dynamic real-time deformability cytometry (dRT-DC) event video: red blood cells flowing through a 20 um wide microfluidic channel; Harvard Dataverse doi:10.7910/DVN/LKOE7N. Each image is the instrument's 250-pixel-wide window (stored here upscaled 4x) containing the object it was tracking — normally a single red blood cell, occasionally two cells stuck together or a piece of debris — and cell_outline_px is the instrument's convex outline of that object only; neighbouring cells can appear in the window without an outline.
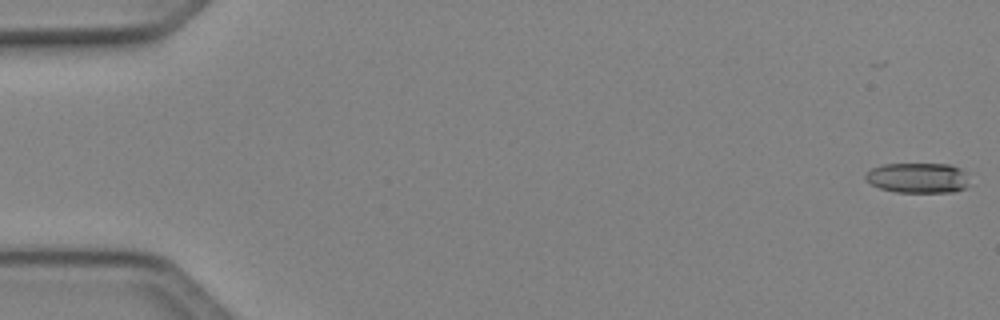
{"species": "Egyptian fruit bat (a non-hibernating species)", "species_latin": "Rousettus aegyptiacus", "temperature_condition": "cold", "stored_images_in_passage": 50, "camera_frame_rate_fps": 3000, "um_per_image_px": 0.085, "animal": {"sex": "female"}, "frame": {"image": 1, "passage_image": 1, "time_ms": 0.0, "image_size_px": [1000, 320], "cell_outline_px": [[968, 184], [964, 188], [952, 192], [896, 192], [880, 188], [872, 184], [864, 176], [872, 168], [884, 164], [948, 164], [960, 168]], "centroid_in_image_um": [77.99, 15.12], "position_along_channel_um": 7.0, "area_um2": 17.92}}
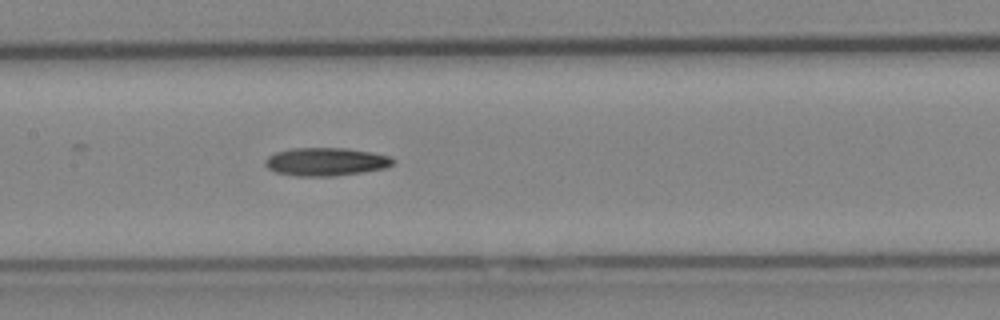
{"frame": {"image": 2, "passage_image": 25, "time_ms": 8.0, "image_size_px": [1000, 320], "cell_outline_px": [[396, 160], [392, 164], [384, 168], [360, 172], [332, 176], [296, 176], [276, 172], [268, 168], [264, 164], [264, 160], [268, 156], [276, 152], [292, 148], [344, 148], [372, 152], [388, 156]], "centroid_in_image_um": [27.66, 13.74], "position_along_channel_um": 179.7, "area_um2": 20.81}}
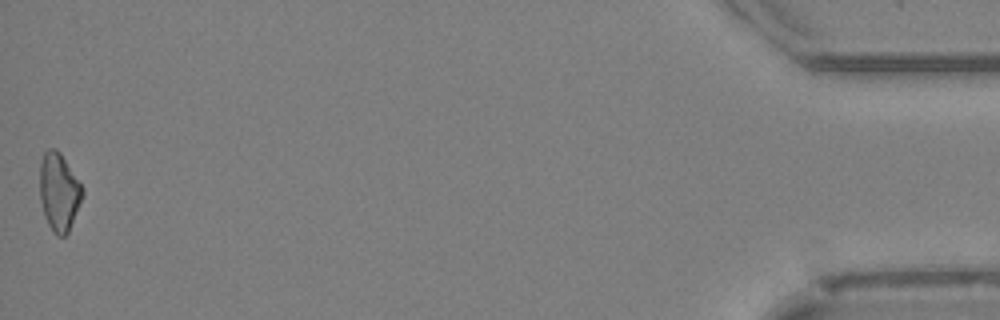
{"frame": {"image": 3, "passage_image": 50, "time_ms": 16.333, "image_size_px": [1000, 320], "cell_outline_px": [[84, 196], [68, 232], [64, 236], [56, 236], [48, 224], [44, 216], [40, 200], [40, 164], [44, 152], [48, 148], [56, 148], [60, 152], [84, 188]], "centroid_in_image_um": [5.02, 16.31], "position_along_channel_um": 430.2, "area_um2": 19.54}}